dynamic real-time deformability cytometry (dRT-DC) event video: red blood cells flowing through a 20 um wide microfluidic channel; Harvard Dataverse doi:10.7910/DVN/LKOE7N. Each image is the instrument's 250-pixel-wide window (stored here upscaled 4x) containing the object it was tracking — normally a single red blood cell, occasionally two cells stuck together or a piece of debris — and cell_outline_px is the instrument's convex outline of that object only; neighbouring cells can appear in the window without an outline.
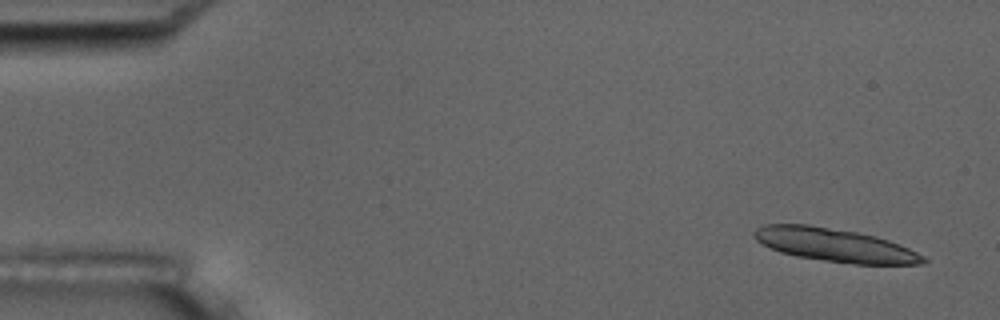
{"species": "common noctule bat (a hibernating species)", "species_latin": "Nyctalus noctula", "temperature_condition": "room temperature", "stored_images_in_passage": 4, "camera_frame_rate_fps": 3000, "um_per_image_px": 0.085, "animal": {"sex": "male", "body_mass_g": 17.5, "forearm_length_mm": 52.3}, "frame": {"image": 1, "passage_image": 1, "time_ms": 0.0, "image_size_px": [1000, 320], "cell_outline_px": [[928, 260], [924, 264], [856, 264], [824, 260], [796, 256], [780, 252], [756, 240], [752, 236], [752, 232], [756, 228], [764, 224], [808, 224], [856, 232], [876, 236], [888, 240], [908, 248], [924, 256]], "centroid_in_image_um": [70.94, 20.82], "position_along_channel_um": 14.1, "area_um2": 32.66}}